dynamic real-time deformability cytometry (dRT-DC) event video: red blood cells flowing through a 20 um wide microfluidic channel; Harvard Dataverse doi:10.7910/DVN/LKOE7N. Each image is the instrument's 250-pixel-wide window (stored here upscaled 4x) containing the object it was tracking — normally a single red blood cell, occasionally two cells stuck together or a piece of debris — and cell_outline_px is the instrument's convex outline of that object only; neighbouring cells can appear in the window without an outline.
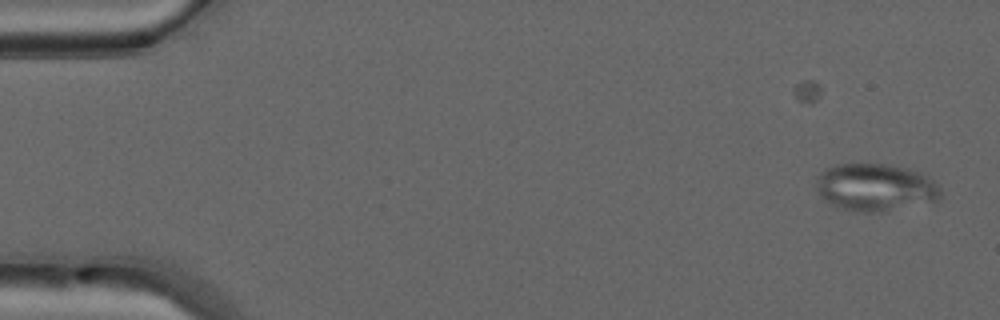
{"species": "common noctule bat (a hibernating species)", "species_latin": "Nyctalus noctula", "temperature_condition": "warm", "stored_images_in_passage": 48, "camera_frame_rate_fps": 3000, "um_per_image_px": 0.085, "animal": {"sex": "male", "forearm_length_mm": 52.5}, "frame": {"image": 1, "passage_image": 1, "time_ms": 0.0, "image_size_px": [1000, 320], "cell_outline_px": [[940, 200], [872, 212], [864, 212], [844, 208], [832, 204], [820, 196], [816, 188], [816, 176], [820, 172], [836, 164], [884, 164], [908, 168], [932, 180], [940, 188]], "centroid_in_image_um": [74.36, 15.9], "position_along_channel_um": 10.6, "area_um2": 33.64}}
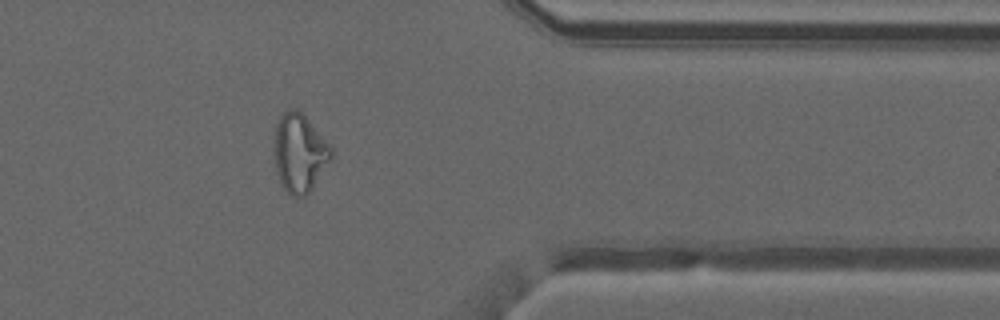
{"frame": {"image": 2, "passage_image": 39, "time_ms": 12.667, "image_size_px": [1000, 320], "cell_outline_px": [[332, 156], [312, 188], [304, 196], [292, 196], [280, 184], [276, 172], [276, 124], [280, 116], [288, 108], [296, 108], [304, 112], [332, 144]], "centroid_in_image_um": [25.5, 12.93], "position_along_channel_um": 385.9, "area_um2": 26.13}}